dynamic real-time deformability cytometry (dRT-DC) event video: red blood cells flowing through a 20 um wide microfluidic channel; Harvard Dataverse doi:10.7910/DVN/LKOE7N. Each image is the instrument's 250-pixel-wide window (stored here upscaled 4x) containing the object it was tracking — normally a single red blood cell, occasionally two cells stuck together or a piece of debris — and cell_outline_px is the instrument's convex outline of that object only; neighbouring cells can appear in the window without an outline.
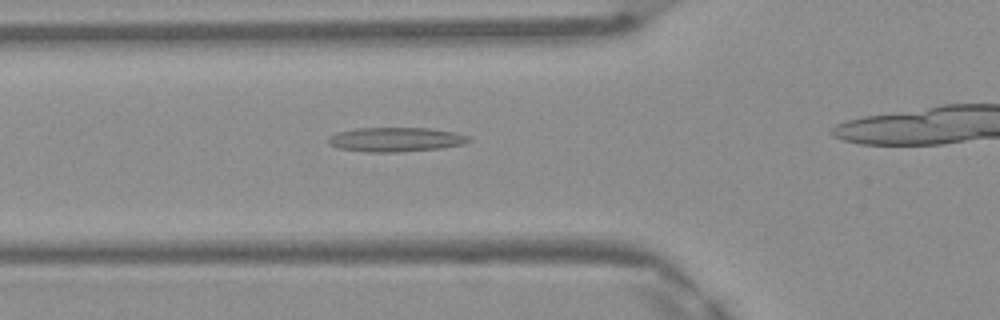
{"species": "Egyptian fruit bat (a non-hibernating species)", "species_latin": "Rousettus aegyptiacus", "temperature_condition": "warm", "stored_images_in_passage": 32, "camera_frame_rate_fps": 3000, "um_per_image_px": 0.085, "frame": {"image": 1, "passage_image": 10, "time_ms": 3.0, "image_size_px": [1000, 320], "cell_outline_px": [[472, 140], [464, 144], [440, 148], [400, 152], [364, 152], [336, 148], [328, 144], [328, 136], [336, 132], [356, 128], [428, 128], [452, 132], [468, 136]], "centroid_in_image_um": [33.57, 11.86], "position_along_channel_um": 92.2, "area_um2": 20.06}}
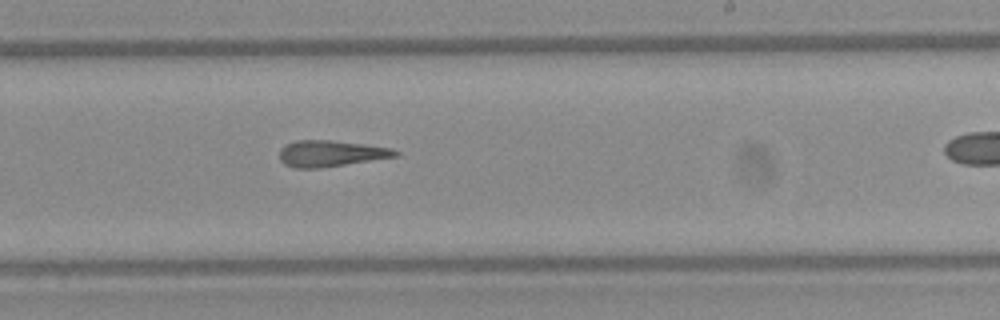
{"frame": {"image": 2, "passage_image": 22, "time_ms": 7.0, "image_size_px": [1000, 320], "cell_outline_px": [[400, 156], [320, 168], [292, 168], [284, 164], [280, 160], [280, 148], [296, 140], [328, 140], [364, 144], [392, 148], [400, 152]], "centroid_in_image_um": [28.13, 13.05], "position_along_channel_um": 260.9, "area_um2": 17.74}}
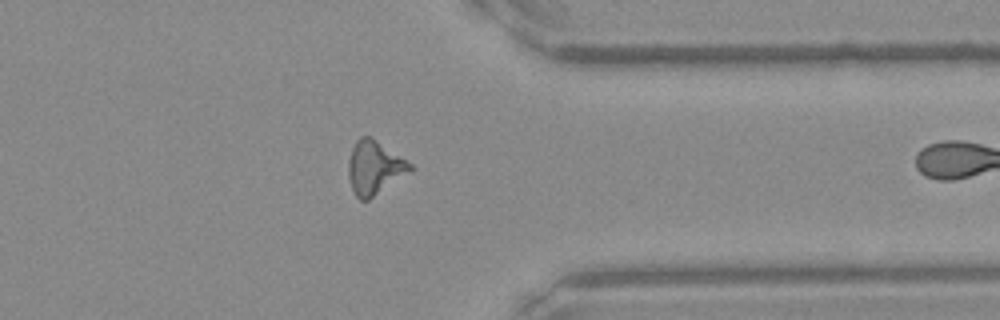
{"frame": {"image": 3, "passage_image": 31, "time_ms": 10.0, "image_size_px": [1000, 320], "cell_outline_px": [[416, 168], [412, 172], [368, 200], [360, 200], [356, 196], [352, 188], [348, 176], [348, 160], [352, 148], [356, 140], [360, 136], [368, 136], [412, 164]], "centroid_in_image_um": [31.84, 14.28], "position_along_channel_um": 379.6, "area_um2": 19.19}}